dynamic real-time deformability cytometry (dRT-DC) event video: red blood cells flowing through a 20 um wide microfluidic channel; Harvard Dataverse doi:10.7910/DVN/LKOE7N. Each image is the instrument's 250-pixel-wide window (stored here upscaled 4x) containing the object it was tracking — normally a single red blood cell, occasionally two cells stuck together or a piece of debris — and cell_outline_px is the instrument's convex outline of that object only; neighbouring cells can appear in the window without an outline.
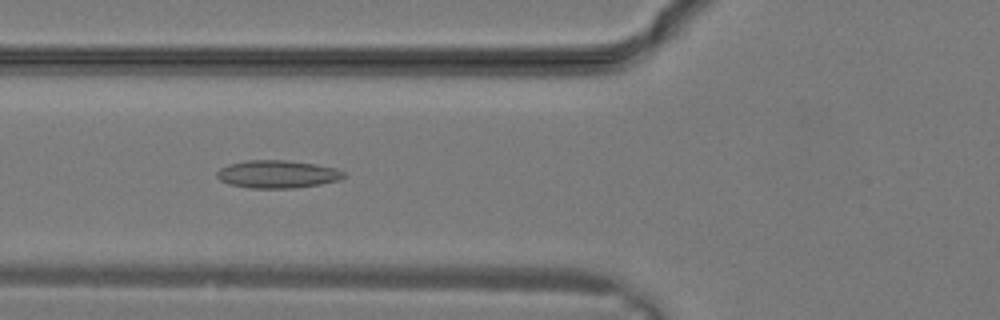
{"species": "common noctule bat (a hibernating species)", "species_latin": "Nyctalus noctula", "temperature_condition": "warm", "stored_images_in_passage": 31, "camera_frame_rate_fps": 3000, "um_per_image_px": 0.085, "animal": {"sex": "male", "body_mass_g": 19.2, "forearm_length_mm": 51.8}, "frame": {"image": 1, "passage_image": 12, "time_ms": 3.667, "image_size_px": [1000, 320], "cell_outline_px": [[348, 176], [340, 180], [320, 184], [292, 188], [248, 188], [228, 184], [220, 180], [216, 176], [216, 172], [220, 168], [228, 164], [248, 160], [288, 160], [316, 164], [336, 168], [344, 172]], "centroid_in_image_um": [23.59, 14.8], "position_along_channel_um": 102.2, "area_um2": 20.75}}
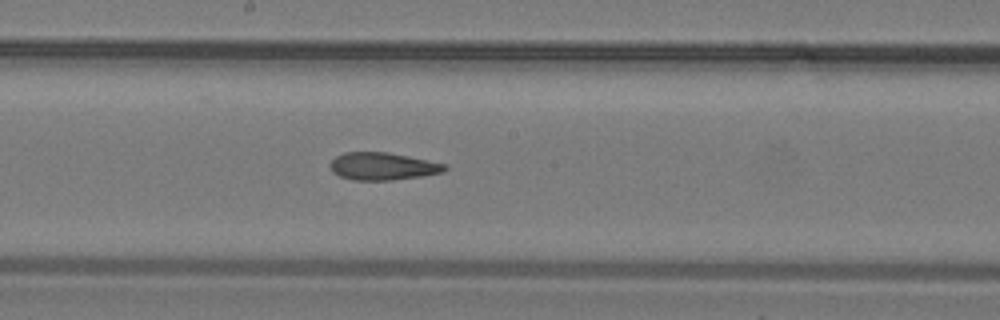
{"frame": {"image": 2, "passage_image": 17, "time_ms": 5.333, "image_size_px": [1000, 320], "cell_outline_px": [[448, 168], [444, 172], [424, 176], [392, 180], [352, 180], [340, 176], [332, 172], [328, 164], [336, 156], [344, 152], [388, 152], [448, 164]], "centroid_in_image_um": [32.54, 14.13], "position_along_channel_um": 215.7, "area_um2": 18.61}}
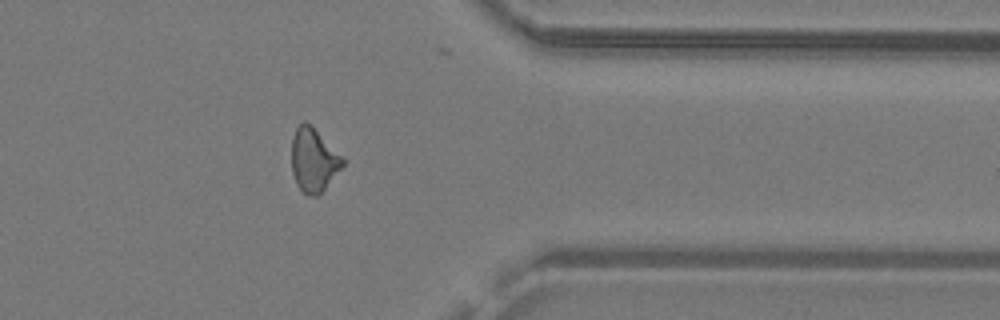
{"frame": {"image": 3, "passage_image": 25, "time_ms": 8.0, "image_size_px": [1000, 320], "cell_outline_px": [[344, 164], [320, 196], [308, 196], [296, 184], [292, 172], [292, 136], [296, 128], [304, 120], [312, 124], [344, 160]], "centroid_in_image_um": [26.64, 13.61], "position_along_channel_um": 384.8, "area_um2": 18.96}}